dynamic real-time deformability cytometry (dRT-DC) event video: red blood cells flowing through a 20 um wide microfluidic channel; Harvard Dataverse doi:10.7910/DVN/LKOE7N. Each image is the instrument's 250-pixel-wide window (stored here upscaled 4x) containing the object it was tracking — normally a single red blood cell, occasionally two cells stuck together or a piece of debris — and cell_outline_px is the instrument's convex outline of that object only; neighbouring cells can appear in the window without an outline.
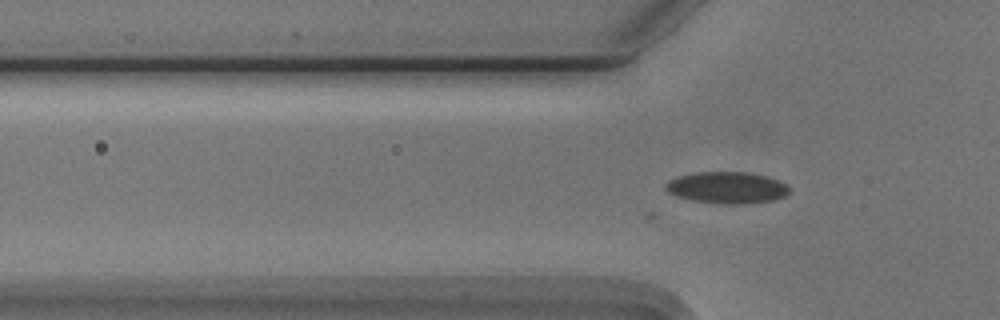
{"species": "Egyptian fruit bat (a non-hibernating species)", "species_latin": "Rousettus aegyptiacus", "temperature_condition": "cold", "stored_images_in_passage": 38, "camera_frame_rate_fps": 3000, "um_per_image_px": 0.085, "animal": {"sex": "male"}, "frame": {"image": 1, "passage_image": 3, "time_ms": 0.667, "image_size_px": [1000, 320], "cell_outline_px": [[788, 192], [784, 196], [772, 200], [744, 204], [724, 204], [692, 200], [676, 196], [668, 192], [664, 188], [664, 184], [668, 180], [680, 176], [696, 172], [748, 172], [768, 176], [788, 184]], "centroid_in_image_um": [61.78, 15.94], "position_along_channel_um": 64.0, "area_um2": 22.83}}
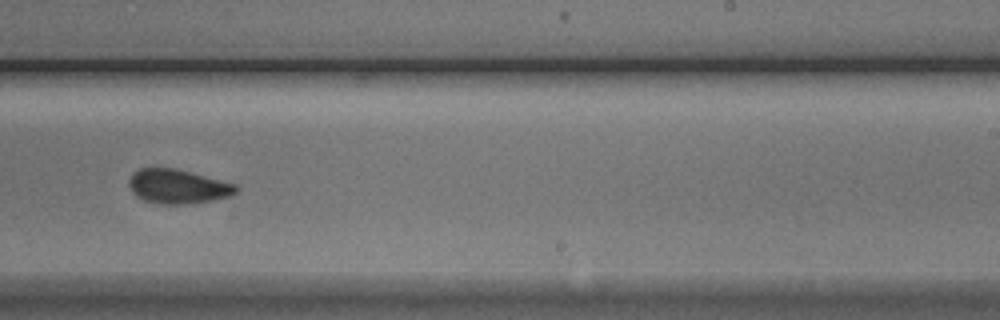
{"frame": {"image": 2, "passage_image": 20, "time_ms": 6.333, "image_size_px": [1000, 320], "cell_outline_px": [[240, 188], [232, 196], [212, 200], [188, 204], [156, 204], [144, 200], [136, 196], [132, 192], [128, 184], [128, 180], [140, 168], [176, 168], [236, 184]], "centroid_in_image_um": [15.13, 15.86], "position_along_channel_um": 273.9, "area_um2": 21.44}}
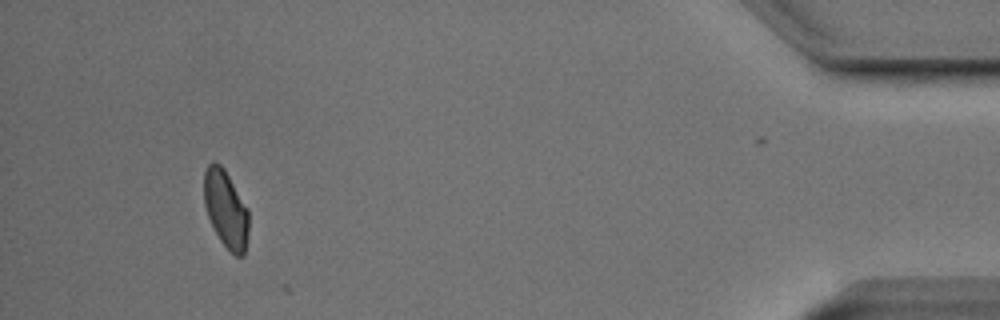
{"frame": {"image": 3, "passage_image": 37, "time_ms": 12.0, "image_size_px": [1000, 320], "cell_outline_px": [[248, 232], [244, 256], [236, 256], [220, 240], [208, 216], [204, 204], [204, 172], [208, 164], [212, 160], [220, 164], [224, 168], [248, 208]], "centroid_in_image_um": [19.19, 17.73], "position_along_channel_um": 416.0, "area_um2": 20.06}, "authors_computed_cell_mechanics": {"area_um2": 21.3571, "velocity_mm_per_s": 3.7279, "shape_relaxation_time_tau1_ms": 3.1711, "shape_relaxation_time_tau2_ms": 2.1549, "deformation_change_tau1": 0.0777, "deformation_change_tau2": 0.0672}}